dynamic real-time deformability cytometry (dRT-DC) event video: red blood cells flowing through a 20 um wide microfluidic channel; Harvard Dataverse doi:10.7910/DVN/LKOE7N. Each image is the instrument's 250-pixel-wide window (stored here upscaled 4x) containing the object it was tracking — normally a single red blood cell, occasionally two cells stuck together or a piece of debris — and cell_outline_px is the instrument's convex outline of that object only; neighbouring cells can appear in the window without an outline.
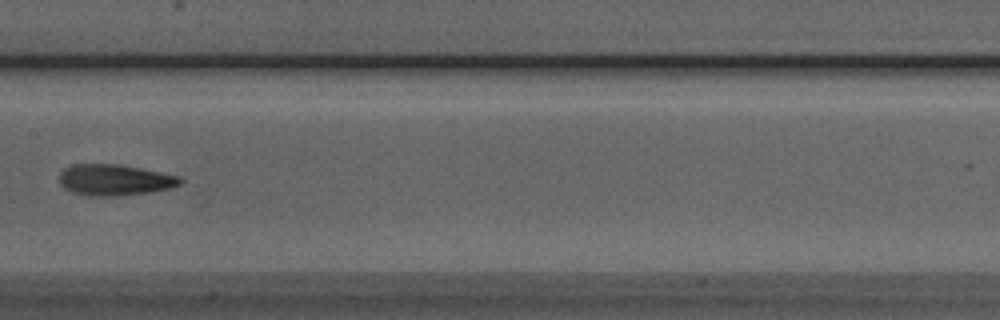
{"species": "Egyptian fruit bat (a non-hibernating species)", "species_latin": "Rousettus aegyptiacus", "temperature_condition": "room temperature", "stored_images_in_passage": 9, "segment_of_instrument_passage": [1, 2], "camera_frame_rate_fps": 3000, "um_per_image_px": 0.085, "animal": {"sex": "male"}, "frame": {"image": 1, "passage_image": 8, "time_ms": 8.0, "image_size_px": [1000, 320], "cell_outline_px": [[184, 180], [180, 184], [168, 188], [148, 192], [124, 196], [88, 196], [72, 192], [64, 188], [60, 184], [60, 172], [64, 168], [72, 164], [120, 164], [180, 176]], "centroid_in_image_um": [9.72, 15.29], "position_along_channel_um": 197.7, "area_um2": 22.02}}